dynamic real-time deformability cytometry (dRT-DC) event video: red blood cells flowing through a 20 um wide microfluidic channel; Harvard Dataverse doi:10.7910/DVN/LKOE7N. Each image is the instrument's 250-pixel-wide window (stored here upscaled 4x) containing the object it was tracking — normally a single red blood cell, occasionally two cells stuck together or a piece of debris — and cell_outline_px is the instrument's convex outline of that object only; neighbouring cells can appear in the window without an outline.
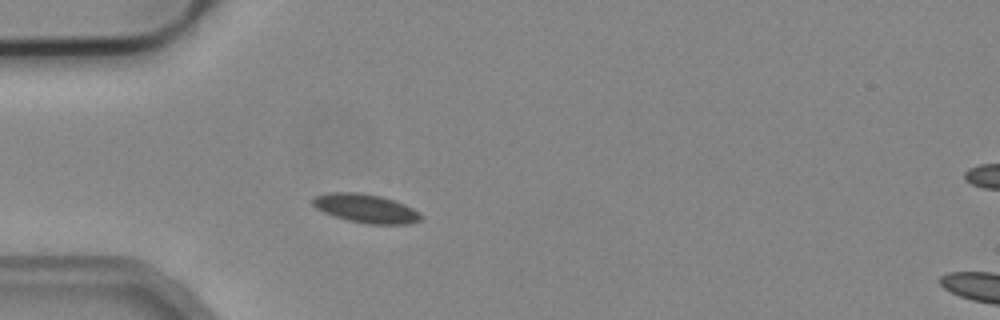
{"species": "common noctule bat (a hibernating species)", "species_latin": "Nyctalus noctula", "temperature_condition": "cold", "stored_images_in_passage": 3, "camera_frame_rate_fps": 3000, "um_per_image_px": 0.085, "animal": {"sex": "male", "body_mass_g": 19.2, "forearm_length_mm": 51.8}, "frame": {"image": 1, "passage_image": 3, "time_ms": 0.667, "image_size_px": [1000, 320], "cell_outline_px": [[424, 216], [420, 220], [412, 224], [368, 224], [348, 220], [324, 212], [316, 208], [312, 204], [312, 196], [328, 192], [356, 192], [380, 196], [404, 204], [420, 212]], "centroid_in_image_um": [31.09, 17.71], "position_along_channel_um": 53.9, "area_um2": 18.15}}